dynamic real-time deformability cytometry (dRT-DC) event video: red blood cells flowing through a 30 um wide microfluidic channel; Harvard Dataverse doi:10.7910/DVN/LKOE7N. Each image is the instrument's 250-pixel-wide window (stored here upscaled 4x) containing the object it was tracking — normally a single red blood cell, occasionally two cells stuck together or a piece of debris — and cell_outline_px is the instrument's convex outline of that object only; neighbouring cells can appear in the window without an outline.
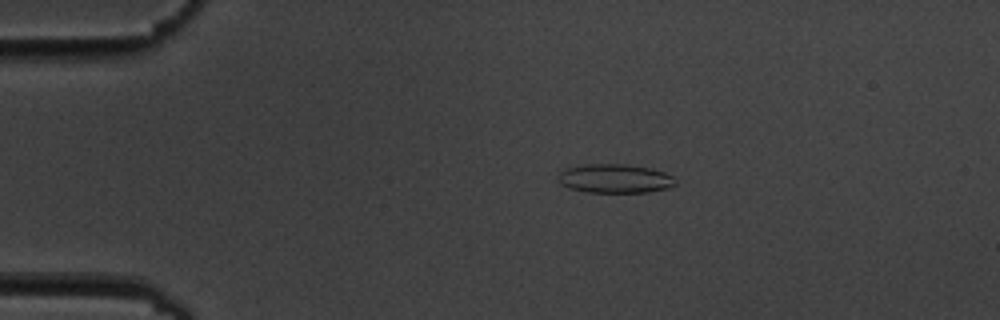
{"species": "common noctule bat (a hibernating species)", "species_latin": "Nyctalus noctula", "temperature_condition": "cold", "stored_images_in_passage": 13, "camera_frame_rate_fps": 3000, "um_per_image_px": 0.085, "animal": {"sex": "male", "body_mass_g": 19.5, "forearm_length_mm": 54.6}, "frame": {"image": 1, "passage_image": 1, "time_ms": 0.0, "image_size_px": [1000, 320], "cell_outline_px": [[676, 184], [668, 188], [648, 192], [584, 192], [568, 188], [560, 184], [556, 180], [560, 172], [564, 168], [588, 164], [628, 164], [652, 168], [664, 172], [672, 176]], "centroid_in_image_um": [52.22, 15.17], "position_along_channel_um": 32.8, "area_um2": 20.0}}
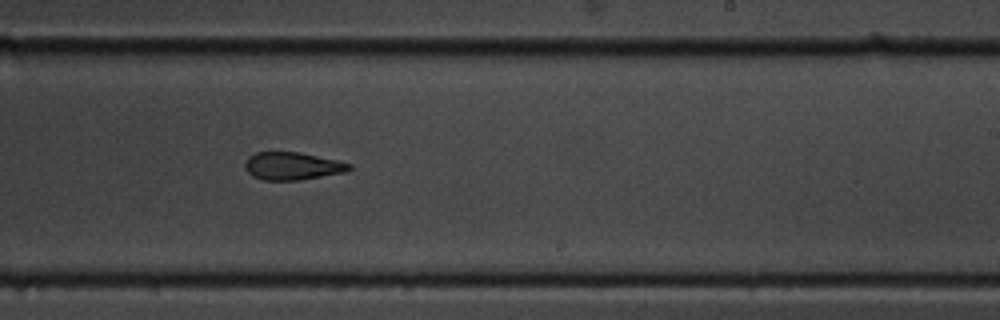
{"frame": {"image": 2, "passage_image": 8, "time_ms": 8.0, "image_size_px": [1000, 320], "cell_outline_px": [[352, 168], [348, 172], [300, 180], [264, 180], [252, 176], [244, 168], [244, 160], [248, 156], [256, 152], [300, 152], [340, 160], [352, 164]], "centroid_in_image_um": [24.88, 14.11], "position_along_channel_um": 264.1, "area_um2": 17.22}}
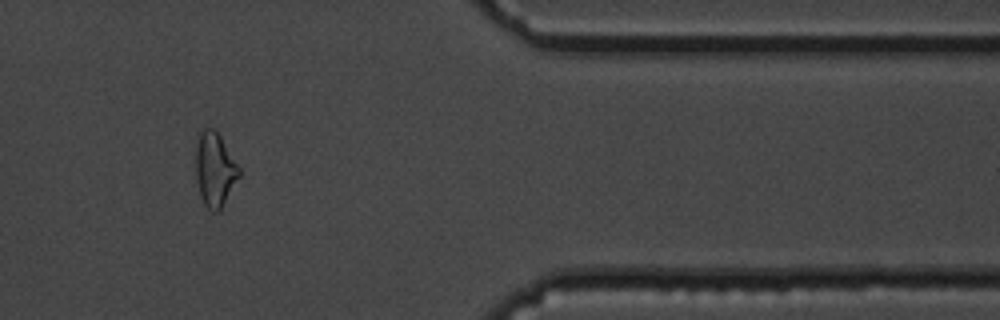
{"frame": {"image": 3, "passage_image": 11, "time_ms": 12.333, "image_size_px": [1000, 320], "cell_outline_px": [[240, 176], [220, 208], [216, 212], [212, 212], [204, 204], [200, 196], [196, 176], [196, 144], [200, 132], [204, 128], [212, 128], [220, 136], [240, 168]], "centroid_in_image_um": [18.25, 14.4], "position_along_channel_um": 393.2, "area_um2": 18.38}, "authors_computed_cell_mechanics": {"area_um2": 17.629, "velocity_mm_per_s": 3.4901, "shape_relaxation_time_tau1_ms": null, "shape_relaxation_time_tau2_ms": 5.6096, "deformation_change_tau1": null, "deformation_change_tau2": 0.1094}}